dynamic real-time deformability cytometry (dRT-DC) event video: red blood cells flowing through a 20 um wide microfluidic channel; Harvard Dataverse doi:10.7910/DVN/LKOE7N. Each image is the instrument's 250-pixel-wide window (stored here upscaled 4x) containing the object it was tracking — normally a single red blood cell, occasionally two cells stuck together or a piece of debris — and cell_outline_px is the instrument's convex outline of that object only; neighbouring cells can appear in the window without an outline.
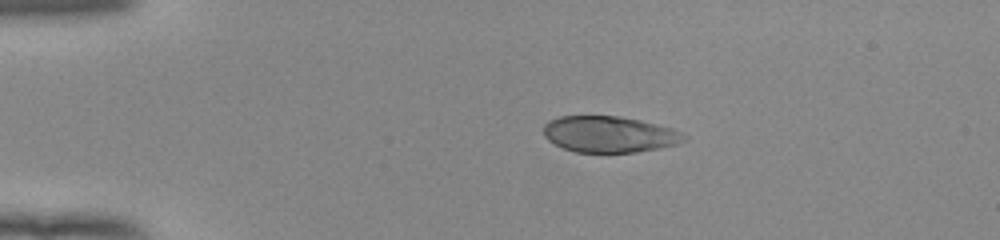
{"species": "human", "species_latin": "Homo sapiens", "temperature_condition": "room temperature", "stored_images_in_passage": 42, "camera_frame_rate_fps": 3000, "um_per_image_px": 0.085, "donor": {"sex": "female"}, "frame": {"image": 1, "passage_image": 1, "time_ms": 0.0, "image_size_px": [1000, 240], "cell_outline_px": [[688, 136], [684, 140], [676, 144], [660, 148], [636, 152], [576, 152], [564, 148], [548, 140], [544, 136], [544, 124], [548, 120], [560, 116], [616, 116], [640, 120], [672, 128]], "centroid_in_image_um": [51.78, 11.41], "position_along_channel_um": 33.2, "area_um2": 29.54}}
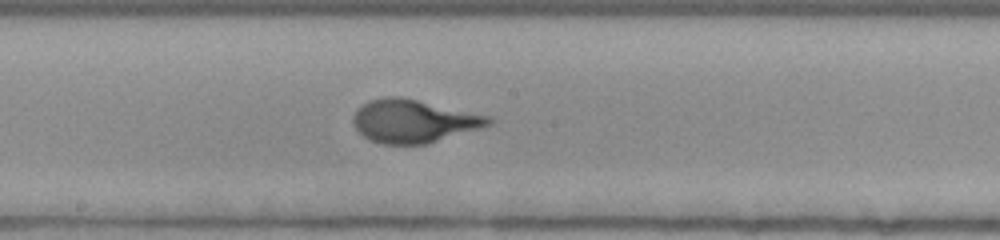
{"frame": {"image": 2, "passage_image": 19, "time_ms": 6.0, "image_size_px": [1000, 240], "cell_outline_px": [[496, 120], [492, 124], [428, 144], [380, 144], [368, 140], [352, 124], [352, 116], [368, 100], [384, 96], [400, 96], [488, 116]], "centroid_in_image_um": [35.13, 10.3], "position_along_channel_um": 213.1, "area_um2": 33.87}}
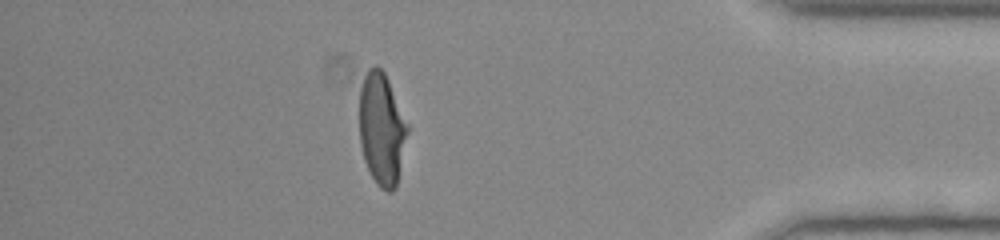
{"frame": {"image": 3, "passage_image": 36, "time_ms": 11.667, "image_size_px": [1000, 240], "cell_outline_px": [[408, 132], [396, 188], [392, 192], [388, 192], [380, 188], [376, 184], [364, 160], [360, 144], [360, 88], [364, 76], [368, 68], [376, 64], [384, 72], [388, 80], [408, 124]], "centroid_in_image_um": [32.44, 10.97], "position_along_channel_um": 402.8, "area_um2": 31.44}, "authors_computed_cell_mechanics": {"area_um2": 33.2061, "velocity_mm_per_s": 3.9551, "shape_relaxation_time_tau1_ms": 3.7499, "shape_relaxation_time_tau2_ms": null, "deformation_change_tau1": 0.2032, "deformation_change_tau2": null}}